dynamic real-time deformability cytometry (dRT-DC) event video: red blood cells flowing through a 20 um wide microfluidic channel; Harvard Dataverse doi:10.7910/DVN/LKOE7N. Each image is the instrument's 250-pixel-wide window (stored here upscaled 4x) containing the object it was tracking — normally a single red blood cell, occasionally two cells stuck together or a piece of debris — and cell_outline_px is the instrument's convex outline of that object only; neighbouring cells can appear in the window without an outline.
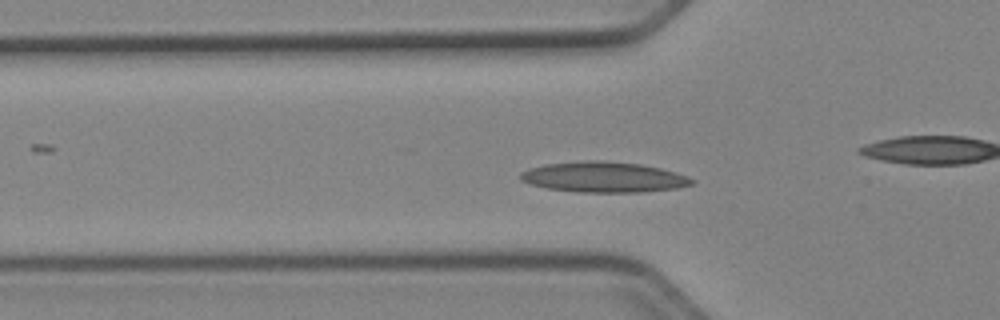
{"species": "Egyptian fruit bat (a non-hibernating species)", "species_latin": "Rousettus aegyptiacus", "temperature_condition": "cold", "stored_images_in_passage": 49, "camera_frame_rate_fps": 3000, "um_per_image_px": 0.085, "animal": {"sex": "female"}, "frame": {"image": 1, "passage_image": 14, "time_ms": 4.333, "image_size_px": [1000, 320], "cell_outline_px": [[696, 184], [676, 188], [640, 192], [580, 192], [548, 188], [532, 184], [520, 180], [520, 172], [528, 168], [544, 164], [584, 160], [604, 160], [640, 164], [660, 168], [676, 172], [688, 176], [696, 180]], "centroid_in_image_um": [51.34, 15.04], "position_along_channel_um": 74.5, "area_um2": 30.63}}
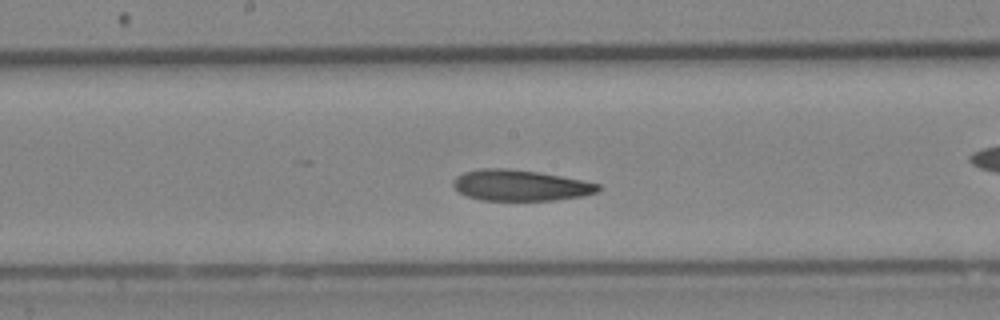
{"frame": {"image": 2, "passage_image": 24, "time_ms": 7.667, "image_size_px": [1000, 320], "cell_outline_px": [[600, 188], [596, 192], [584, 196], [556, 200], [480, 200], [468, 196], [460, 192], [452, 184], [456, 176], [464, 172], [480, 168], [508, 168], [536, 172], [560, 176], [600, 184]], "centroid_in_image_um": [44.21, 15.75], "position_along_channel_um": 204.0, "area_um2": 25.95}}
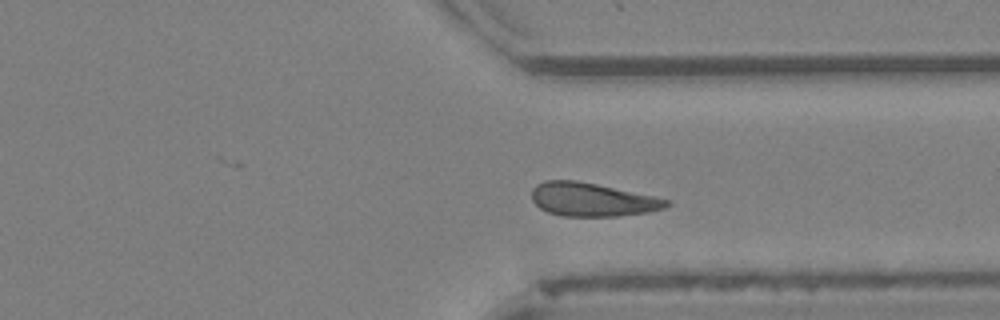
{"frame": {"image": 3, "passage_image": 36, "time_ms": 11.667, "image_size_px": [1000, 320], "cell_outline_px": [[672, 204], [664, 208], [648, 212], [616, 216], [560, 216], [548, 212], [540, 208], [532, 200], [532, 188], [536, 184], [544, 180], [576, 180], [596, 184], [652, 196], [668, 200]], "centroid_in_image_um": [50.29, 16.96], "position_along_channel_um": 361.1, "area_um2": 26.13}, "authors_computed_cell_mechanics": {"area_um2": 26.7036, "velocity_mm_per_s": 3.9047, "shape_relaxation_time_tau1_ms": 8.0587, "shape_relaxation_time_tau2_ms": 7.136, "deformation_change_tau1": 0.1525, "deformation_change_tau2": 0.1509}}